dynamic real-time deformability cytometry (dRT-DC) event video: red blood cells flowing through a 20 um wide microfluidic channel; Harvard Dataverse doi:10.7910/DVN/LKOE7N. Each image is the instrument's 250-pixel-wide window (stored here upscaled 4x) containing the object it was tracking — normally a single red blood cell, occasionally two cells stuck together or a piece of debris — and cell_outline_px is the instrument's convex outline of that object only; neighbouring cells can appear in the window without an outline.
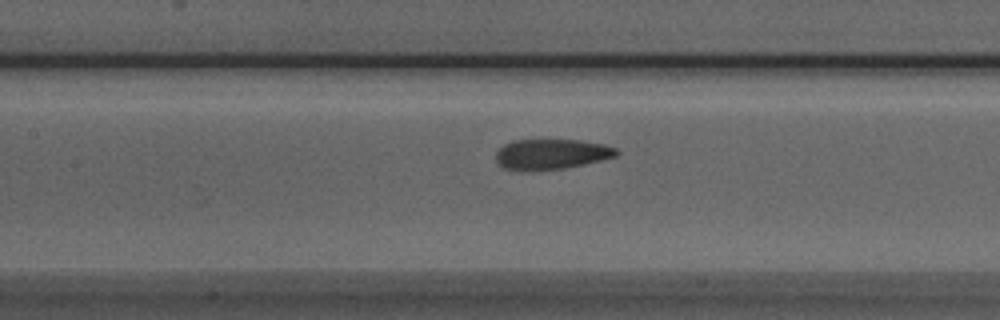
{"species": "Egyptian fruit bat (a non-hibernating species)", "species_latin": "Rousettus aegyptiacus", "temperature_condition": "room temperature", "stored_images_in_passage": 29, "camera_frame_rate_fps": 3000, "um_per_image_px": 0.085, "animal": {"sex": "male"}, "frame": {"image": 1, "passage_image": 17, "time_ms": 5.333, "image_size_px": [1000, 320], "cell_outline_px": [[620, 152], [616, 156], [584, 164], [564, 168], [504, 168], [496, 160], [496, 152], [504, 144], [512, 140], [580, 140], [604, 144], [616, 148]], "centroid_in_image_um": [46.92, 13.06], "position_along_channel_um": 160.5, "area_um2": 20.58}}
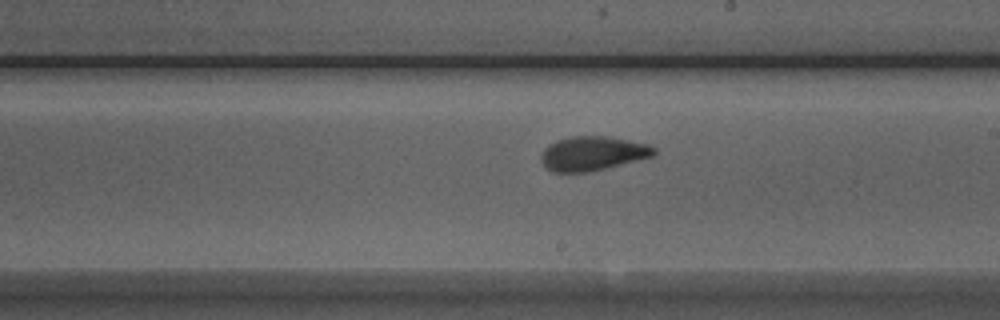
{"frame": {"image": 2, "passage_image": 23, "time_ms": 7.333, "image_size_px": [1000, 320], "cell_outline_px": [[656, 152], [652, 156], [588, 172], [552, 172], [540, 160], [540, 156], [544, 148], [548, 144], [556, 140], [572, 136], [608, 136], [648, 144], [656, 148]], "centroid_in_image_um": [50.34, 13.03], "position_along_channel_um": 238.7, "area_um2": 22.37}}
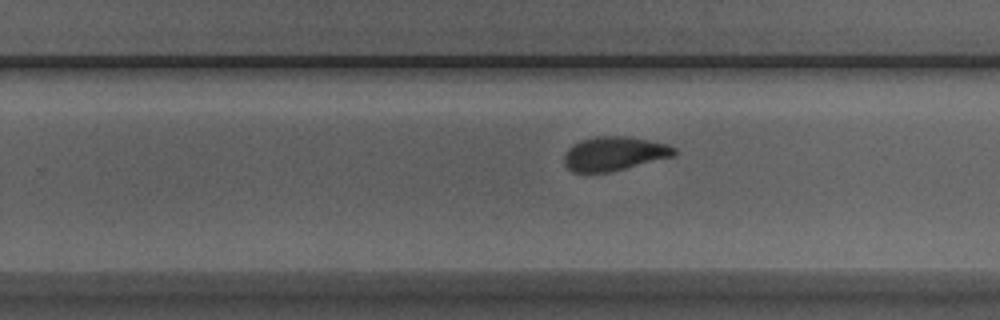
{"frame": {"image": 3, "passage_image": 26, "time_ms": 8.333, "image_size_px": [1000, 320], "cell_outline_px": [[676, 156], [608, 172], [572, 172], [564, 164], [564, 156], [568, 148], [572, 144], [580, 140], [596, 136], [624, 136], [648, 140], [668, 144], [676, 148]], "centroid_in_image_um": [52.21, 13.05], "position_along_channel_um": 277.6, "area_um2": 21.85}}